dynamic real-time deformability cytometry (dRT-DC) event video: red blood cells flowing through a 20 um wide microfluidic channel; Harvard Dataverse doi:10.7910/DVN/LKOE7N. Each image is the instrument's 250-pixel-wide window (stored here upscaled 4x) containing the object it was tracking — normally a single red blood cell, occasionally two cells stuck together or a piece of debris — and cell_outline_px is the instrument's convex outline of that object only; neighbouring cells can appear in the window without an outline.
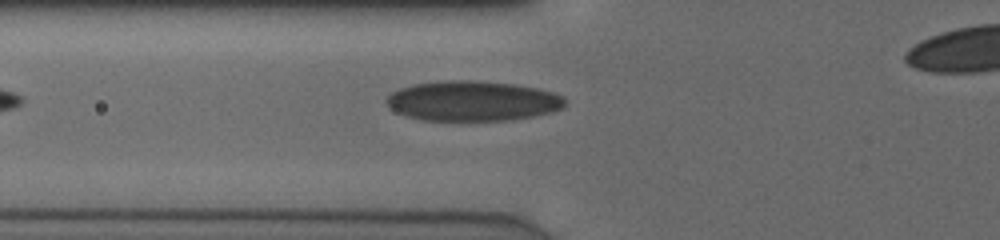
{"species": "human", "species_latin": "Homo sapiens", "temperature_condition": "cold", "stored_images_in_passage": 31, "camera_frame_rate_fps": 3000, "um_per_image_px": 0.085, "donor": {"sex": "male"}, "frame": {"image": 1, "passage_image": 2, "time_ms": 0.333, "image_size_px": [1000, 240], "cell_outline_px": [[564, 104], [560, 108], [548, 112], [532, 116], [512, 120], [420, 120], [396, 112], [384, 100], [392, 92], [400, 88], [412, 84], [444, 80], [472, 80], [516, 84], [536, 88], [552, 92], [564, 96]], "centroid_in_image_um": [40.13, 8.57], "position_along_channel_um": 85.7, "area_um2": 41.5}}
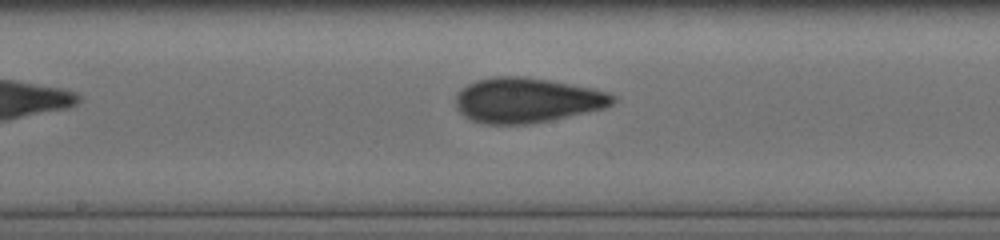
{"frame": {"image": 2, "passage_image": 11, "time_ms": 3.333, "image_size_px": [1000, 240], "cell_outline_px": [[616, 100], [612, 104], [604, 108], [552, 120], [528, 124], [488, 124], [472, 120], [464, 116], [456, 108], [456, 96], [468, 84], [476, 80], [492, 76], [524, 76], [548, 80], [592, 88], [608, 92], [616, 96]], "centroid_in_image_um": [44.8, 8.52], "position_along_channel_um": 203.4, "area_um2": 41.1}}
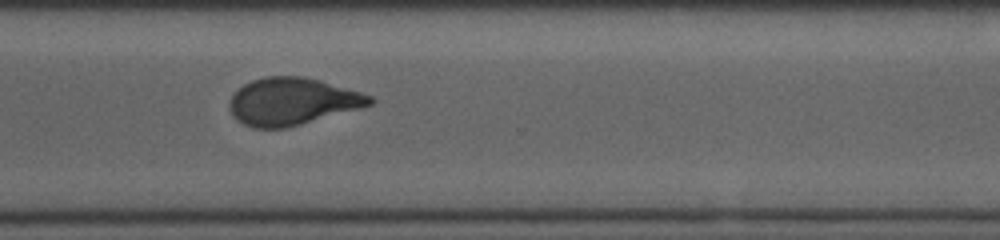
{"frame": {"image": 3, "passage_image": 22, "time_ms": 7.0, "image_size_px": [1000, 240], "cell_outline_px": [[376, 100], [372, 104], [300, 124], [284, 128], [252, 128], [236, 120], [232, 116], [228, 108], [228, 104], [232, 92], [244, 84], [252, 80], [264, 76], [304, 76], [320, 80], [360, 92], [372, 96]], "centroid_in_image_um": [24.76, 8.61], "position_along_channel_um": 345.8, "area_um2": 38.61}}